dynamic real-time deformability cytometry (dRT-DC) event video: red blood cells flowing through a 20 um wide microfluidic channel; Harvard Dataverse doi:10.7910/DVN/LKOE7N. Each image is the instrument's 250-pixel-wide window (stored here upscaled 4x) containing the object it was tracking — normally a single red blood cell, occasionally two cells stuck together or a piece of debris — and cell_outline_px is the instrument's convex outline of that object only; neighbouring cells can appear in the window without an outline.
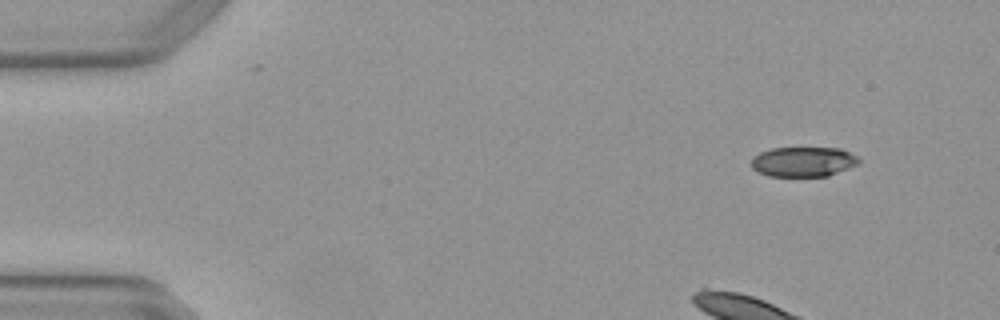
{"species": "Egyptian fruit bat (a non-hibernating species)", "species_latin": "Rousettus aegyptiacus", "temperature_condition": "warm", "stored_images_in_passage": 6, "camera_frame_rate_fps": 3000, "um_per_image_px": 0.085, "animal": {"sex": "female"}, "frame": {"image": 1, "passage_image": 1, "time_ms": 0.0, "image_size_px": [1000, 320], "cell_outline_px": [[860, 160], [856, 164], [828, 176], [768, 176], [752, 168], [752, 156], [760, 152], [772, 148], [840, 148], [856, 156]], "centroid_in_image_um": [68.24, 13.74], "position_along_channel_um": 16.8, "area_um2": 18.5}}